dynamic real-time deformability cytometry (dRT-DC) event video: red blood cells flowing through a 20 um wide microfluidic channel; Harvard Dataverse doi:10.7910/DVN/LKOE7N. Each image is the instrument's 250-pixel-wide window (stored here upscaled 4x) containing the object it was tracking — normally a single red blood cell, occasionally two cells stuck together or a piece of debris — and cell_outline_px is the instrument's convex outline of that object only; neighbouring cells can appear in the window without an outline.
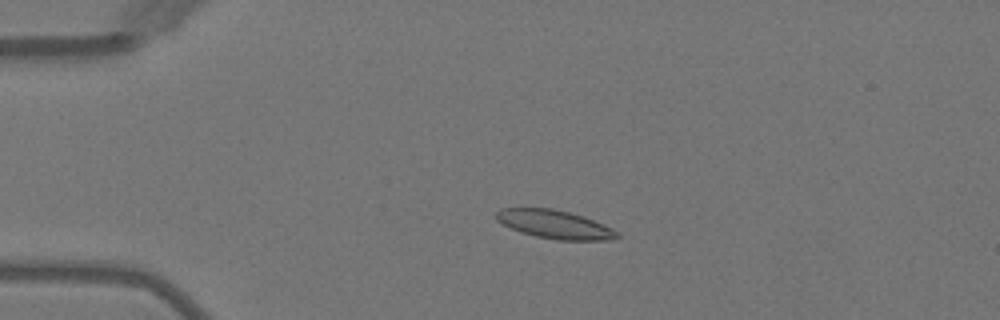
{"species": "Egyptian fruit bat (a non-hibernating species)", "species_latin": "Rousettus aegyptiacus", "temperature_condition": "warm", "stored_images_in_passage": 5, "segment_of_instrument_passage": [1, 2], "camera_frame_rate_fps": 3000, "um_per_image_px": 0.085, "animal": {"sex": "female"}, "frame": {"image": 1, "passage_image": 3, "time_ms": 2.333, "image_size_px": [1000, 320], "cell_outline_px": [[620, 236], [616, 240], [556, 240], [536, 236], [520, 232], [496, 220], [496, 212], [500, 208], [552, 208], [584, 216], [604, 224], [620, 232]], "centroid_in_image_um": [47.21, 19.08], "position_along_channel_um": 37.8, "area_um2": 20.17}}